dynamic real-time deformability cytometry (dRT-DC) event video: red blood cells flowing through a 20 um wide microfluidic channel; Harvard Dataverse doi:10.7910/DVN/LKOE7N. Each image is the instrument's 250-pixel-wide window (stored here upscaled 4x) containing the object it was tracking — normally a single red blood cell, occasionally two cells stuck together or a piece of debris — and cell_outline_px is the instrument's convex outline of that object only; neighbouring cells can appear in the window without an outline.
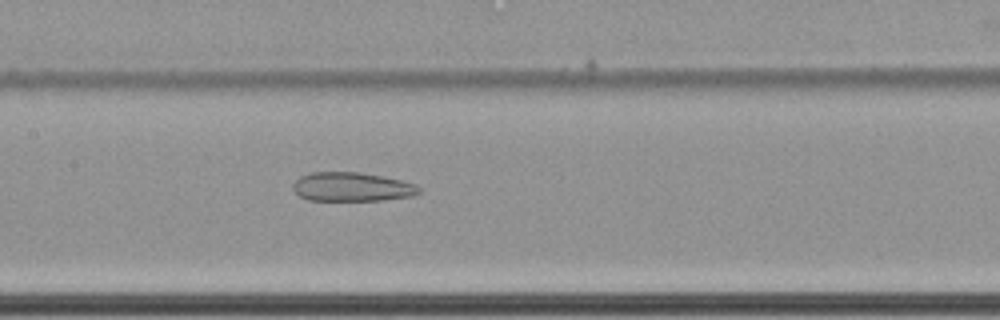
{"species": "common noctule bat (a hibernating species)", "species_latin": "Nyctalus noctula", "temperature_condition": "cold", "stored_images_in_passage": 64, "camera_frame_rate_fps": 3000, "um_per_image_px": 0.085, "animal": {"sex": "female", "body_mass_g": 22.7, "forearm_length_mm": 54.2}, "frame": {"image": 1, "passage_image": 34, "time_ms": 11.0, "image_size_px": [1000, 320], "cell_outline_px": [[420, 192], [412, 196], [384, 200], [308, 200], [300, 196], [292, 188], [292, 184], [300, 176], [312, 172], [356, 172], [380, 176], [400, 180], [416, 184], [420, 188]], "centroid_in_image_um": [29.9, 15.89], "position_along_channel_um": 177.5, "area_um2": 21.15}}
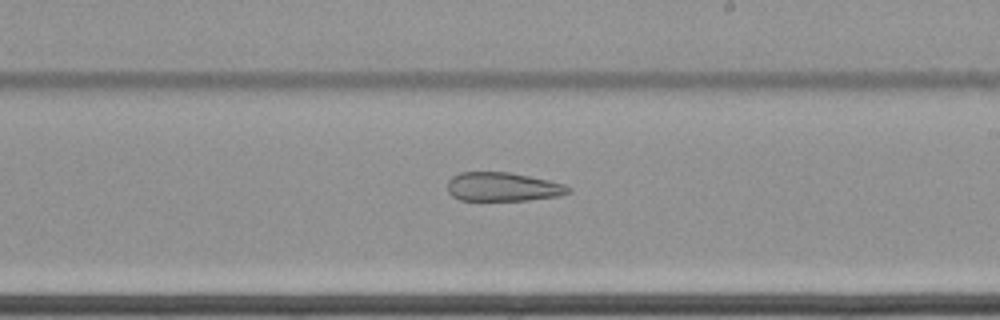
{"frame": {"image": 2, "passage_image": 40, "time_ms": 13.0, "image_size_px": [1000, 320], "cell_outline_px": [[572, 192], [560, 196], [528, 200], [460, 200], [452, 196], [448, 192], [448, 180], [452, 176], [460, 172], [508, 172], [548, 180], [564, 184], [572, 188]], "centroid_in_image_um": [42.75, 15.88], "position_along_channel_um": 246.2, "area_um2": 20.4}}
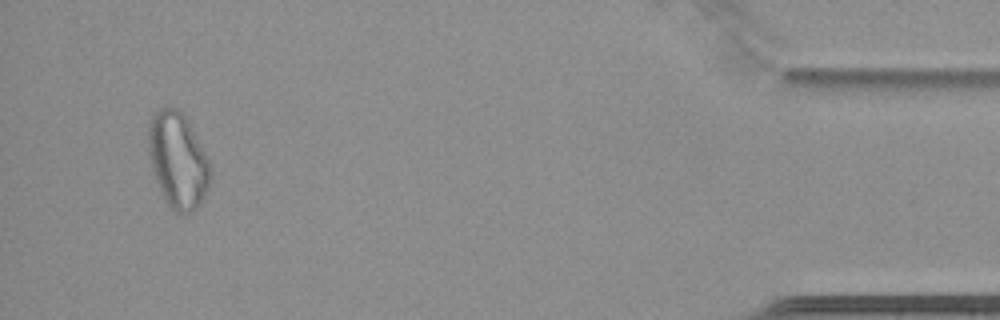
{"frame": {"image": 3, "passage_image": 61, "time_ms": 20.0, "image_size_px": [1000, 320], "cell_outline_px": [[212, 176], [208, 188], [200, 204], [196, 208], [184, 216], [176, 212], [168, 204], [160, 192], [152, 168], [148, 152], [148, 124], [152, 112], [160, 108], [180, 108], [188, 120], [208, 160]], "centroid_in_image_um": [15.1, 13.61], "position_along_channel_um": 420.1, "area_um2": 34.74}}